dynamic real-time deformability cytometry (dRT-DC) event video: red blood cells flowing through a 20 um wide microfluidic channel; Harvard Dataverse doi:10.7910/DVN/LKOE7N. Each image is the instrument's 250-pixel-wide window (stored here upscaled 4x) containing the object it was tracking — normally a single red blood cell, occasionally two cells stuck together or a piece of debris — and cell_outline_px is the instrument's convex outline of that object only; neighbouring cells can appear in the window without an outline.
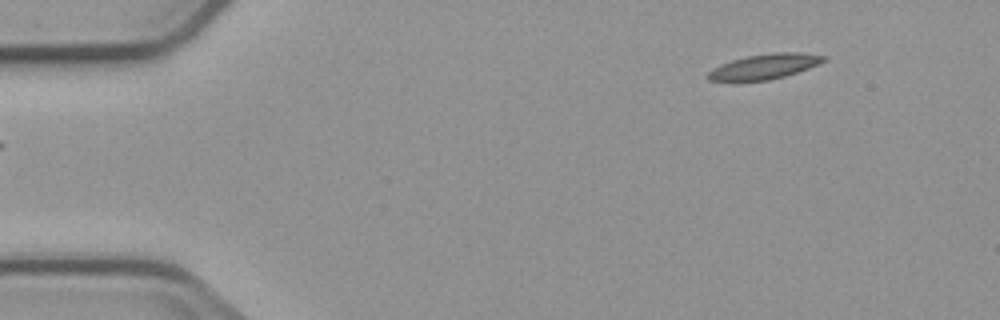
{"species": "common noctule bat (a hibernating species)", "species_latin": "Nyctalus noctula", "temperature_condition": "cold", "stored_images_in_passage": 2, "camera_frame_rate_fps": 3000, "um_per_image_px": 0.085, "animal": {"sex": "male", "body_mass_g": 23.1, "forearm_length_mm": 52.7}, "frame": {"image": 1, "passage_image": 2, "time_ms": 1.0, "image_size_px": [1000, 320], "cell_outline_px": [[828, 56], [824, 60], [808, 68], [784, 76], [768, 80], [736, 84], [708, 80], [708, 72], [712, 68], [720, 64], [732, 60], [748, 56], [772, 52], [796, 52]], "centroid_in_image_um": [64.85, 5.7], "position_along_channel_um": 20.1, "area_um2": 17.34}}